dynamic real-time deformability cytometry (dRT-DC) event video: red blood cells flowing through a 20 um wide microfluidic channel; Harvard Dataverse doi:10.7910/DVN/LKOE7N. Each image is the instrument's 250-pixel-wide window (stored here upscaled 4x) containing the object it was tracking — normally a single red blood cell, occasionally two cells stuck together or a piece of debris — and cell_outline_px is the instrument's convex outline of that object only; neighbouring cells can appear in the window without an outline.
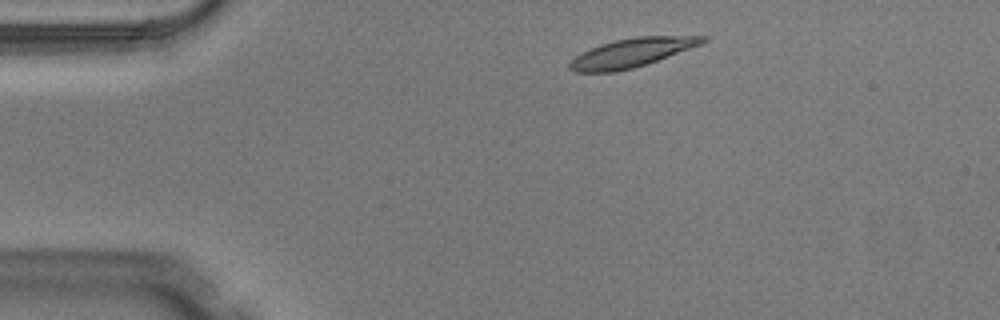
{"species": "Egyptian fruit bat (a non-hibernating species)", "species_latin": "Rousettus aegyptiacus", "temperature_condition": "warm", "stored_images_in_passage": 2, "camera_frame_rate_fps": 3000, "um_per_image_px": 0.085, "animal": {"sex": "male"}, "frame": {"image": 1, "passage_image": 1, "time_ms": 0.0, "image_size_px": [1000, 320], "cell_outline_px": [[708, 40], [700, 44], [656, 60], [632, 68], [616, 72], [576, 72], [568, 68], [568, 64], [576, 56], [600, 44], [616, 40], [636, 36], [708, 36]], "centroid_in_image_um": [53.66, 4.48], "position_along_channel_um": 31.3, "area_um2": 21.79}}